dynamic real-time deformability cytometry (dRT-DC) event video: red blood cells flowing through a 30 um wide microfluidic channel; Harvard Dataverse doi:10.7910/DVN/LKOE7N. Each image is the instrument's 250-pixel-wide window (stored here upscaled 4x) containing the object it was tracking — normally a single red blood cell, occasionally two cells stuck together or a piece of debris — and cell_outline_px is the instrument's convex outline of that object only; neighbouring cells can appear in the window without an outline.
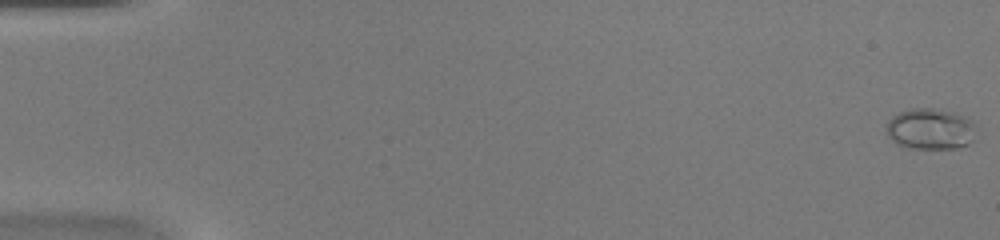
{"species": "common noctule bat (a hibernating species)", "species_latin": "Nyctalus noctula", "temperature_condition": "warm", "stored_images_in_passage": 48, "camera_frame_rate_fps": 3000, "um_per_image_px": 0.085, "animal": {"sex": "female", "body_mass_g": 20.0, "forearm_length_mm": 54.0}, "frame": {"image": 1, "passage_image": 1, "time_ms": 0.0, "image_size_px": [1000, 240], "cell_outline_px": [[972, 140], [968, 144], [956, 148], [908, 148], [896, 144], [888, 136], [884, 124], [892, 116], [900, 112], [912, 108], [936, 108], [956, 112], [972, 120]], "centroid_in_image_um": [79.01, 10.94], "position_along_channel_um": 6.0, "area_um2": 21.5}}
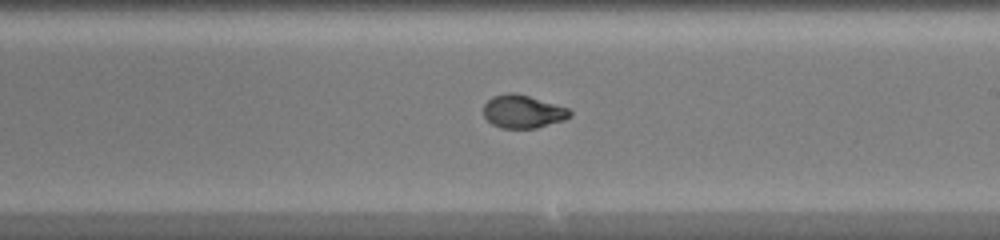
{"frame": {"image": 2, "passage_image": 30, "time_ms": 9.667, "image_size_px": [1000, 240], "cell_outline_px": [[572, 116], [564, 120], [536, 128], [500, 128], [492, 124], [484, 116], [484, 104], [492, 96], [508, 92], [516, 92], [568, 108], [572, 112]], "centroid_in_image_um": [44.44, 9.48], "position_along_channel_um": 244.6, "area_um2": 16.7}}
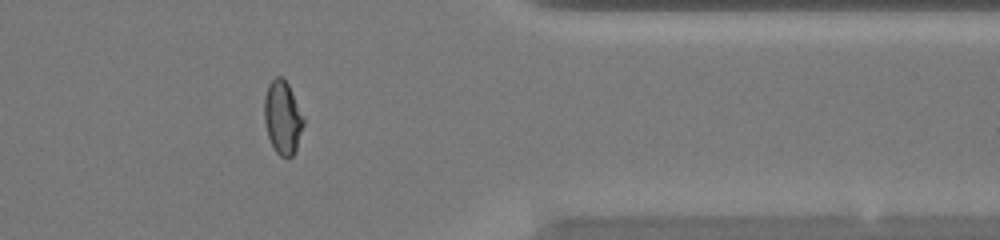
{"frame": {"image": 3, "passage_image": 41, "time_ms": 13.333, "image_size_px": [1000, 240], "cell_outline_px": [[304, 124], [296, 148], [292, 156], [288, 160], [280, 156], [276, 152], [268, 136], [264, 120], [264, 96], [268, 84], [276, 76], [280, 76], [288, 84], [304, 116]], "centroid_in_image_um": [24.02, 10.0], "position_along_channel_um": 387.4, "area_um2": 16.82}}